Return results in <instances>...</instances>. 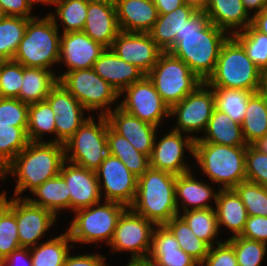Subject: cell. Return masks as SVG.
Instances as JSON below:
<instances>
[{
    "label": "cell",
    "mask_w": 267,
    "mask_h": 266,
    "mask_svg": "<svg viewBox=\"0 0 267 266\" xmlns=\"http://www.w3.org/2000/svg\"><path fill=\"white\" fill-rule=\"evenodd\" d=\"M30 19L5 16L0 20V59L12 60Z\"/></svg>",
    "instance_id": "39"
},
{
    "label": "cell",
    "mask_w": 267,
    "mask_h": 266,
    "mask_svg": "<svg viewBox=\"0 0 267 266\" xmlns=\"http://www.w3.org/2000/svg\"><path fill=\"white\" fill-rule=\"evenodd\" d=\"M65 161L64 144L56 142H32L1 171V181L9 173L17 176L14 190L16 198H22L27 189L32 192L46 180L60 174Z\"/></svg>",
    "instance_id": "2"
},
{
    "label": "cell",
    "mask_w": 267,
    "mask_h": 266,
    "mask_svg": "<svg viewBox=\"0 0 267 266\" xmlns=\"http://www.w3.org/2000/svg\"><path fill=\"white\" fill-rule=\"evenodd\" d=\"M251 25L259 32L267 35V6L252 16Z\"/></svg>",
    "instance_id": "57"
},
{
    "label": "cell",
    "mask_w": 267,
    "mask_h": 266,
    "mask_svg": "<svg viewBox=\"0 0 267 266\" xmlns=\"http://www.w3.org/2000/svg\"><path fill=\"white\" fill-rule=\"evenodd\" d=\"M241 128L247 145L267 135V100L260 92L249 97Z\"/></svg>",
    "instance_id": "32"
},
{
    "label": "cell",
    "mask_w": 267,
    "mask_h": 266,
    "mask_svg": "<svg viewBox=\"0 0 267 266\" xmlns=\"http://www.w3.org/2000/svg\"><path fill=\"white\" fill-rule=\"evenodd\" d=\"M197 9L190 4L184 3L176 10L167 14H159L153 28L148 32L157 46L163 52H170L177 33Z\"/></svg>",
    "instance_id": "27"
},
{
    "label": "cell",
    "mask_w": 267,
    "mask_h": 266,
    "mask_svg": "<svg viewBox=\"0 0 267 266\" xmlns=\"http://www.w3.org/2000/svg\"><path fill=\"white\" fill-rule=\"evenodd\" d=\"M27 127L0 125V180L1 171L29 144Z\"/></svg>",
    "instance_id": "41"
},
{
    "label": "cell",
    "mask_w": 267,
    "mask_h": 266,
    "mask_svg": "<svg viewBox=\"0 0 267 266\" xmlns=\"http://www.w3.org/2000/svg\"><path fill=\"white\" fill-rule=\"evenodd\" d=\"M209 0H184V3L193 5L197 10H204Z\"/></svg>",
    "instance_id": "60"
},
{
    "label": "cell",
    "mask_w": 267,
    "mask_h": 266,
    "mask_svg": "<svg viewBox=\"0 0 267 266\" xmlns=\"http://www.w3.org/2000/svg\"><path fill=\"white\" fill-rule=\"evenodd\" d=\"M72 242L68 231L30 248L32 266H63Z\"/></svg>",
    "instance_id": "34"
},
{
    "label": "cell",
    "mask_w": 267,
    "mask_h": 266,
    "mask_svg": "<svg viewBox=\"0 0 267 266\" xmlns=\"http://www.w3.org/2000/svg\"><path fill=\"white\" fill-rule=\"evenodd\" d=\"M122 94L124 97L119 102V107L142 121L159 127L162 120L170 117V108L146 75L140 81L126 87L120 93V97Z\"/></svg>",
    "instance_id": "13"
},
{
    "label": "cell",
    "mask_w": 267,
    "mask_h": 266,
    "mask_svg": "<svg viewBox=\"0 0 267 266\" xmlns=\"http://www.w3.org/2000/svg\"><path fill=\"white\" fill-rule=\"evenodd\" d=\"M32 194L37 198H29L28 196L25 198L32 204L51 211L56 217L60 213L59 211L70 209V194H68L65 180L60 174L46 180L33 190Z\"/></svg>",
    "instance_id": "31"
},
{
    "label": "cell",
    "mask_w": 267,
    "mask_h": 266,
    "mask_svg": "<svg viewBox=\"0 0 267 266\" xmlns=\"http://www.w3.org/2000/svg\"><path fill=\"white\" fill-rule=\"evenodd\" d=\"M156 225L127 207L120 215L114 235L109 243L113 251H128L130 261H144L148 258L152 234Z\"/></svg>",
    "instance_id": "11"
},
{
    "label": "cell",
    "mask_w": 267,
    "mask_h": 266,
    "mask_svg": "<svg viewBox=\"0 0 267 266\" xmlns=\"http://www.w3.org/2000/svg\"><path fill=\"white\" fill-rule=\"evenodd\" d=\"M218 192H214V188L210 185L199 181L194 178L191 171L176 175L175 181V201L180 212L179 200H182V208L184 211L197 210V209H209L213 208L209 204V200L213 198L216 203ZM189 205V207L187 206ZM191 207V208H190Z\"/></svg>",
    "instance_id": "25"
},
{
    "label": "cell",
    "mask_w": 267,
    "mask_h": 266,
    "mask_svg": "<svg viewBox=\"0 0 267 266\" xmlns=\"http://www.w3.org/2000/svg\"><path fill=\"white\" fill-rule=\"evenodd\" d=\"M127 266H148L144 261H130Z\"/></svg>",
    "instance_id": "62"
},
{
    "label": "cell",
    "mask_w": 267,
    "mask_h": 266,
    "mask_svg": "<svg viewBox=\"0 0 267 266\" xmlns=\"http://www.w3.org/2000/svg\"><path fill=\"white\" fill-rule=\"evenodd\" d=\"M144 262H145L148 266H169V265L159 264V263H157V262H154L153 260H144Z\"/></svg>",
    "instance_id": "65"
},
{
    "label": "cell",
    "mask_w": 267,
    "mask_h": 266,
    "mask_svg": "<svg viewBox=\"0 0 267 266\" xmlns=\"http://www.w3.org/2000/svg\"><path fill=\"white\" fill-rule=\"evenodd\" d=\"M106 258L100 254L70 255L66 257L63 266H108Z\"/></svg>",
    "instance_id": "54"
},
{
    "label": "cell",
    "mask_w": 267,
    "mask_h": 266,
    "mask_svg": "<svg viewBox=\"0 0 267 266\" xmlns=\"http://www.w3.org/2000/svg\"><path fill=\"white\" fill-rule=\"evenodd\" d=\"M245 48L248 57L262 71L267 69V35L252 25L233 35Z\"/></svg>",
    "instance_id": "43"
},
{
    "label": "cell",
    "mask_w": 267,
    "mask_h": 266,
    "mask_svg": "<svg viewBox=\"0 0 267 266\" xmlns=\"http://www.w3.org/2000/svg\"><path fill=\"white\" fill-rule=\"evenodd\" d=\"M108 154L119 158L136 176H142L149 166V157L137 149L125 138L116 133L110 126L107 130Z\"/></svg>",
    "instance_id": "33"
},
{
    "label": "cell",
    "mask_w": 267,
    "mask_h": 266,
    "mask_svg": "<svg viewBox=\"0 0 267 266\" xmlns=\"http://www.w3.org/2000/svg\"><path fill=\"white\" fill-rule=\"evenodd\" d=\"M146 260L169 266H200L191 256L186 254L165 225H156L152 234V244Z\"/></svg>",
    "instance_id": "26"
},
{
    "label": "cell",
    "mask_w": 267,
    "mask_h": 266,
    "mask_svg": "<svg viewBox=\"0 0 267 266\" xmlns=\"http://www.w3.org/2000/svg\"><path fill=\"white\" fill-rule=\"evenodd\" d=\"M215 207L219 228L224 225L233 232L229 238L240 236L248 214L237 192L234 189H219Z\"/></svg>",
    "instance_id": "28"
},
{
    "label": "cell",
    "mask_w": 267,
    "mask_h": 266,
    "mask_svg": "<svg viewBox=\"0 0 267 266\" xmlns=\"http://www.w3.org/2000/svg\"><path fill=\"white\" fill-rule=\"evenodd\" d=\"M259 92L267 100V69H265V70L262 71Z\"/></svg>",
    "instance_id": "59"
},
{
    "label": "cell",
    "mask_w": 267,
    "mask_h": 266,
    "mask_svg": "<svg viewBox=\"0 0 267 266\" xmlns=\"http://www.w3.org/2000/svg\"><path fill=\"white\" fill-rule=\"evenodd\" d=\"M113 109L106 115L109 126L125 137L135 149L150 157L158 127L125 112L119 104Z\"/></svg>",
    "instance_id": "20"
},
{
    "label": "cell",
    "mask_w": 267,
    "mask_h": 266,
    "mask_svg": "<svg viewBox=\"0 0 267 266\" xmlns=\"http://www.w3.org/2000/svg\"><path fill=\"white\" fill-rule=\"evenodd\" d=\"M146 76L169 108L181 102L203 83L184 61L170 52H162Z\"/></svg>",
    "instance_id": "7"
},
{
    "label": "cell",
    "mask_w": 267,
    "mask_h": 266,
    "mask_svg": "<svg viewBox=\"0 0 267 266\" xmlns=\"http://www.w3.org/2000/svg\"><path fill=\"white\" fill-rule=\"evenodd\" d=\"M215 94V108L225 112L233 122L242 123L249 97V91L213 88Z\"/></svg>",
    "instance_id": "42"
},
{
    "label": "cell",
    "mask_w": 267,
    "mask_h": 266,
    "mask_svg": "<svg viewBox=\"0 0 267 266\" xmlns=\"http://www.w3.org/2000/svg\"><path fill=\"white\" fill-rule=\"evenodd\" d=\"M45 100L50 104L54 115L88 111L60 82L49 92Z\"/></svg>",
    "instance_id": "48"
},
{
    "label": "cell",
    "mask_w": 267,
    "mask_h": 266,
    "mask_svg": "<svg viewBox=\"0 0 267 266\" xmlns=\"http://www.w3.org/2000/svg\"><path fill=\"white\" fill-rule=\"evenodd\" d=\"M59 82L88 110L107 115L112 111L120 94L109 83L104 81L92 68L72 70L58 75Z\"/></svg>",
    "instance_id": "10"
},
{
    "label": "cell",
    "mask_w": 267,
    "mask_h": 266,
    "mask_svg": "<svg viewBox=\"0 0 267 266\" xmlns=\"http://www.w3.org/2000/svg\"><path fill=\"white\" fill-rule=\"evenodd\" d=\"M60 175L67 184L71 211L75 212L101 201L102 195L95 171L65 160L61 166Z\"/></svg>",
    "instance_id": "18"
},
{
    "label": "cell",
    "mask_w": 267,
    "mask_h": 266,
    "mask_svg": "<svg viewBox=\"0 0 267 266\" xmlns=\"http://www.w3.org/2000/svg\"><path fill=\"white\" fill-rule=\"evenodd\" d=\"M203 137L195 142H209L227 146H247L241 124L233 122L223 111L214 108Z\"/></svg>",
    "instance_id": "29"
},
{
    "label": "cell",
    "mask_w": 267,
    "mask_h": 266,
    "mask_svg": "<svg viewBox=\"0 0 267 266\" xmlns=\"http://www.w3.org/2000/svg\"><path fill=\"white\" fill-rule=\"evenodd\" d=\"M233 247L238 266H260L267 254V244L241 236L226 239Z\"/></svg>",
    "instance_id": "45"
},
{
    "label": "cell",
    "mask_w": 267,
    "mask_h": 266,
    "mask_svg": "<svg viewBox=\"0 0 267 266\" xmlns=\"http://www.w3.org/2000/svg\"><path fill=\"white\" fill-rule=\"evenodd\" d=\"M183 133L170 130L161 139L154 142L153 150L149 157V166L154 169L180 175L191 171L186 164L185 148L194 155V142L192 136H183Z\"/></svg>",
    "instance_id": "16"
},
{
    "label": "cell",
    "mask_w": 267,
    "mask_h": 266,
    "mask_svg": "<svg viewBox=\"0 0 267 266\" xmlns=\"http://www.w3.org/2000/svg\"><path fill=\"white\" fill-rule=\"evenodd\" d=\"M240 236L267 244V217L248 216Z\"/></svg>",
    "instance_id": "52"
},
{
    "label": "cell",
    "mask_w": 267,
    "mask_h": 266,
    "mask_svg": "<svg viewBox=\"0 0 267 266\" xmlns=\"http://www.w3.org/2000/svg\"><path fill=\"white\" fill-rule=\"evenodd\" d=\"M246 180L267 187V154L254 145L246 147Z\"/></svg>",
    "instance_id": "49"
},
{
    "label": "cell",
    "mask_w": 267,
    "mask_h": 266,
    "mask_svg": "<svg viewBox=\"0 0 267 266\" xmlns=\"http://www.w3.org/2000/svg\"><path fill=\"white\" fill-rule=\"evenodd\" d=\"M230 35L197 10L176 34L170 53L184 61L203 82L214 72L223 43Z\"/></svg>",
    "instance_id": "1"
},
{
    "label": "cell",
    "mask_w": 267,
    "mask_h": 266,
    "mask_svg": "<svg viewBox=\"0 0 267 266\" xmlns=\"http://www.w3.org/2000/svg\"><path fill=\"white\" fill-rule=\"evenodd\" d=\"M182 213L180 216L199 239L205 241L210 247L214 246V243H221L217 237L220 229L214 208L190 210Z\"/></svg>",
    "instance_id": "36"
},
{
    "label": "cell",
    "mask_w": 267,
    "mask_h": 266,
    "mask_svg": "<svg viewBox=\"0 0 267 266\" xmlns=\"http://www.w3.org/2000/svg\"><path fill=\"white\" fill-rule=\"evenodd\" d=\"M257 149L261 152L267 154V135L261 139H259L255 144H253Z\"/></svg>",
    "instance_id": "61"
},
{
    "label": "cell",
    "mask_w": 267,
    "mask_h": 266,
    "mask_svg": "<svg viewBox=\"0 0 267 266\" xmlns=\"http://www.w3.org/2000/svg\"><path fill=\"white\" fill-rule=\"evenodd\" d=\"M89 0H52L56 6L55 14H48L52 19L58 17L63 23L62 33L83 31Z\"/></svg>",
    "instance_id": "37"
},
{
    "label": "cell",
    "mask_w": 267,
    "mask_h": 266,
    "mask_svg": "<svg viewBox=\"0 0 267 266\" xmlns=\"http://www.w3.org/2000/svg\"><path fill=\"white\" fill-rule=\"evenodd\" d=\"M117 22L120 31L148 33L159 17L153 0H118Z\"/></svg>",
    "instance_id": "23"
},
{
    "label": "cell",
    "mask_w": 267,
    "mask_h": 266,
    "mask_svg": "<svg viewBox=\"0 0 267 266\" xmlns=\"http://www.w3.org/2000/svg\"><path fill=\"white\" fill-rule=\"evenodd\" d=\"M59 82L56 72L44 68L24 67L18 99L27 104L43 101Z\"/></svg>",
    "instance_id": "30"
},
{
    "label": "cell",
    "mask_w": 267,
    "mask_h": 266,
    "mask_svg": "<svg viewBox=\"0 0 267 266\" xmlns=\"http://www.w3.org/2000/svg\"><path fill=\"white\" fill-rule=\"evenodd\" d=\"M101 195L104 190L105 201L119 202L130 207L137 194L138 177L117 157L110 154L95 171Z\"/></svg>",
    "instance_id": "14"
},
{
    "label": "cell",
    "mask_w": 267,
    "mask_h": 266,
    "mask_svg": "<svg viewBox=\"0 0 267 266\" xmlns=\"http://www.w3.org/2000/svg\"><path fill=\"white\" fill-rule=\"evenodd\" d=\"M89 117L90 115L84 118L83 113H66L55 115L56 139L54 138L52 140H48V142L64 144Z\"/></svg>",
    "instance_id": "50"
},
{
    "label": "cell",
    "mask_w": 267,
    "mask_h": 266,
    "mask_svg": "<svg viewBox=\"0 0 267 266\" xmlns=\"http://www.w3.org/2000/svg\"><path fill=\"white\" fill-rule=\"evenodd\" d=\"M111 49L125 62L135 65L145 75L163 52L149 33L120 31Z\"/></svg>",
    "instance_id": "17"
},
{
    "label": "cell",
    "mask_w": 267,
    "mask_h": 266,
    "mask_svg": "<svg viewBox=\"0 0 267 266\" xmlns=\"http://www.w3.org/2000/svg\"><path fill=\"white\" fill-rule=\"evenodd\" d=\"M0 266H32L30 248L20 247L0 261Z\"/></svg>",
    "instance_id": "55"
},
{
    "label": "cell",
    "mask_w": 267,
    "mask_h": 266,
    "mask_svg": "<svg viewBox=\"0 0 267 266\" xmlns=\"http://www.w3.org/2000/svg\"><path fill=\"white\" fill-rule=\"evenodd\" d=\"M200 266H238V262L233 247L224 240L215 247H210Z\"/></svg>",
    "instance_id": "51"
},
{
    "label": "cell",
    "mask_w": 267,
    "mask_h": 266,
    "mask_svg": "<svg viewBox=\"0 0 267 266\" xmlns=\"http://www.w3.org/2000/svg\"><path fill=\"white\" fill-rule=\"evenodd\" d=\"M262 70L232 35L223 43L214 72L205 81L212 88L259 92Z\"/></svg>",
    "instance_id": "4"
},
{
    "label": "cell",
    "mask_w": 267,
    "mask_h": 266,
    "mask_svg": "<svg viewBox=\"0 0 267 266\" xmlns=\"http://www.w3.org/2000/svg\"><path fill=\"white\" fill-rule=\"evenodd\" d=\"M159 14H167L184 4V0H153Z\"/></svg>",
    "instance_id": "56"
},
{
    "label": "cell",
    "mask_w": 267,
    "mask_h": 266,
    "mask_svg": "<svg viewBox=\"0 0 267 266\" xmlns=\"http://www.w3.org/2000/svg\"><path fill=\"white\" fill-rule=\"evenodd\" d=\"M246 147L194 142V158L200 170L219 189H234L246 180Z\"/></svg>",
    "instance_id": "5"
},
{
    "label": "cell",
    "mask_w": 267,
    "mask_h": 266,
    "mask_svg": "<svg viewBox=\"0 0 267 266\" xmlns=\"http://www.w3.org/2000/svg\"><path fill=\"white\" fill-rule=\"evenodd\" d=\"M203 11L211 23L228 31L232 36L245 30L252 23V17L243 7L241 0H209Z\"/></svg>",
    "instance_id": "24"
},
{
    "label": "cell",
    "mask_w": 267,
    "mask_h": 266,
    "mask_svg": "<svg viewBox=\"0 0 267 266\" xmlns=\"http://www.w3.org/2000/svg\"><path fill=\"white\" fill-rule=\"evenodd\" d=\"M58 25V21L48 15L30 19L12 60L24 67L52 70L51 67L58 64L60 58Z\"/></svg>",
    "instance_id": "6"
},
{
    "label": "cell",
    "mask_w": 267,
    "mask_h": 266,
    "mask_svg": "<svg viewBox=\"0 0 267 266\" xmlns=\"http://www.w3.org/2000/svg\"><path fill=\"white\" fill-rule=\"evenodd\" d=\"M105 49L83 31L62 33L59 62L68 68L65 72L92 68Z\"/></svg>",
    "instance_id": "19"
},
{
    "label": "cell",
    "mask_w": 267,
    "mask_h": 266,
    "mask_svg": "<svg viewBox=\"0 0 267 266\" xmlns=\"http://www.w3.org/2000/svg\"><path fill=\"white\" fill-rule=\"evenodd\" d=\"M32 5L34 4H36V3H42V4H46V5H51V1L52 0H28Z\"/></svg>",
    "instance_id": "63"
},
{
    "label": "cell",
    "mask_w": 267,
    "mask_h": 266,
    "mask_svg": "<svg viewBox=\"0 0 267 266\" xmlns=\"http://www.w3.org/2000/svg\"><path fill=\"white\" fill-rule=\"evenodd\" d=\"M23 79V65L13 60L1 62L0 97L18 98Z\"/></svg>",
    "instance_id": "46"
},
{
    "label": "cell",
    "mask_w": 267,
    "mask_h": 266,
    "mask_svg": "<svg viewBox=\"0 0 267 266\" xmlns=\"http://www.w3.org/2000/svg\"><path fill=\"white\" fill-rule=\"evenodd\" d=\"M92 69L120 94L126 87L140 81L145 74L121 59L111 48H106L93 64Z\"/></svg>",
    "instance_id": "22"
},
{
    "label": "cell",
    "mask_w": 267,
    "mask_h": 266,
    "mask_svg": "<svg viewBox=\"0 0 267 266\" xmlns=\"http://www.w3.org/2000/svg\"><path fill=\"white\" fill-rule=\"evenodd\" d=\"M175 181V174L149 167L138 178L137 194L130 208L155 225H165L179 215Z\"/></svg>",
    "instance_id": "3"
},
{
    "label": "cell",
    "mask_w": 267,
    "mask_h": 266,
    "mask_svg": "<svg viewBox=\"0 0 267 266\" xmlns=\"http://www.w3.org/2000/svg\"><path fill=\"white\" fill-rule=\"evenodd\" d=\"M6 191L0 194V261L19 249V236L15 214L8 208Z\"/></svg>",
    "instance_id": "40"
},
{
    "label": "cell",
    "mask_w": 267,
    "mask_h": 266,
    "mask_svg": "<svg viewBox=\"0 0 267 266\" xmlns=\"http://www.w3.org/2000/svg\"><path fill=\"white\" fill-rule=\"evenodd\" d=\"M108 126L106 115H99L97 122L91 115L64 143L65 160L96 171L108 155Z\"/></svg>",
    "instance_id": "9"
},
{
    "label": "cell",
    "mask_w": 267,
    "mask_h": 266,
    "mask_svg": "<svg viewBox=\"0 0 267 266\" xmlns=\"http://www.w3.org/2000/svg\"><path fill=\"white\" fill-rule=\"evenodd\" d=\"M214 108L213 88L203 82L181 102L170 108L169 116L177 117V126L172 130L192 135L196 140L197 137L193 136V133L205 132Z\"/></svg>",
    "instance_id": "12"
},
{
    "label": "cell",
    "mask_w": 267,
    "mask_h": 266,
    "mask_svg": "<svg viewBox=\"0 0 267 266\" xmlns=\"http://www.w3.org/2000/svg\"><path fill=\"white\" fill-rule=\"evenodd\" d=\"M83 32L104 47L111 48L120 32L116 7L89 0Z\"/></svg>",
    "instance_id": "21"
},
{
    "label": "cell",
    "mask_w": 267,
    "mask_h": 266,
    "mask_svg": "<svg viewBox=\"0 0 267 266\" xmlns=\"http://www.w3.org/2000/svg\"><path fill=\"white\" fill-rule=\"evenodd\" d=\"M94 2H102L115 6L118 0H91Z\"/></svg>",
    "instance_id": "64"
},
{
    "label": "cell",
    "mask_w": 267,
    "mask_h": 266,
    "mask_svg": "<svg viewBox=\"0 0 267 266\" xmlns=\"http://www.w3.org/2000/svg\"><path fill=\"white\" fill-rule=\"evenodd\" d=\"M165 226L171 231L176 238L179 247L199 264L203 262L209 253L210 246L203 240L199 239L179 215L173 217Z\"/></svg>",
    "instance_id": "35"
},
{
    "label": "cell",
    "mask_w": 267,
    "mask_h": 266,
    "mask_svg": "<svg viewBox=\"0 0 267 266\" xmlns=\"http://www.w3.org/2000/svg\"><path fill=\"white\" fill-rule=\"evenodd\" d=\"M55 115L46 101L29 104L27 136L29 141L43 142V134L51 133L56 136Z\"/></svg>",
    "instance_id": "38"
},
{
    "label": "cell",
    "mask_w": 267,
    "mask_h": 266,
    "mask_svg": "<svg viewBox=\"0 0 267 266\" xmlns=\"http://www.w3.org/2000/svg\"><path fill=\"white\" fill-rule=\"evenodd\" d=\"M6 15L4 14L2 7L0 6V20L4 18Z\"/></svg>",
    "instance_id": "66"
},
{
    "label": "cell",
    "mask_w": 267,
    "mask_h": 266,
    "mask_svg": "<svg viewBox=\"0 0 267 266\" xmlns=\"http://www.w3.org/2000/svg\"><path fill=\"white\" fill-rule=\"evenodd\" d=\"M29 104L18 98L0 97V125L27 127Z\"/></svg>",
    "instance_id": "47"
},
{
    "label": "cell",
    "mask_w": 267,
    "mask_h": 266,
    "mask_svg": "<svg viewBox=\"0 0 267 266\" xmlns=\"http://www.w3.org/2000/svg\"><path fill=\"white\" fill-rule=\"evenodd\" d=\"M127 207L119 202L104 201L75 211L67 229L72 243L111 242L117 221Z\"/></svg>",
    "instance_id": "8"
},
{
    "label": "cell",
    "mask_w": 267,
    "mask_h": 266,
    "mask_svg": "<svg viewBox=\"0 0 267 266\" xmlns=\"http://www.w3.org/2000/svg\"><path fill=\"white\" fill-rule=\"evenodd\" d=\"M0 6L6 16L22 17L33 19L32 4L28 0H0Z\"/></svg>",
    "instance_id": "53"
},
{
    "label": "cell",
    "mask_w": 267,
    "mask_h": 266,
    "mask_svg": "<svg viewBox=\"0 0 267 266\" xmlns=\"http://www.w3.org/2000/svg\"><path fill=\"white\" fill-rule=\"evenodd\" d=\"M8 208L16 216L19 243L24 248L36 246L56 221V216L51 211L32 204L25 197L10 198Z\"/></svg>",
    "instance_id": "15"
},
{
    "label": "cell",
    "mask_w": 267,
    "mask_h": 266,
    "mask_svg": "<svg viewBox=\"0 0 267 266\" xmlns=\"http://www.w3.org/2000/svg\"><path fill=\"white\" fill-rule=\"evenodd\" d=\"M234 190L240 196L248 216L267 217V187L245 180Z\"/></svg>",
    "instance_id": "44"
},
{
    "label": "cell",
    "mask_w": 267,
    "mask_h": 266,
    "mask_svg": "<svg viewBox=\"0 0 267 266\" xmlns=\"http://www.w3.org/2000/svg\"><path fill=\"white\" fill-rule=\"evenodd\" d=\"M243 7L250 14V11H255L254 14L261 12L267 6V0H241Z\"/></svg>",
    "instance_id": "58"
}]
</instances>
